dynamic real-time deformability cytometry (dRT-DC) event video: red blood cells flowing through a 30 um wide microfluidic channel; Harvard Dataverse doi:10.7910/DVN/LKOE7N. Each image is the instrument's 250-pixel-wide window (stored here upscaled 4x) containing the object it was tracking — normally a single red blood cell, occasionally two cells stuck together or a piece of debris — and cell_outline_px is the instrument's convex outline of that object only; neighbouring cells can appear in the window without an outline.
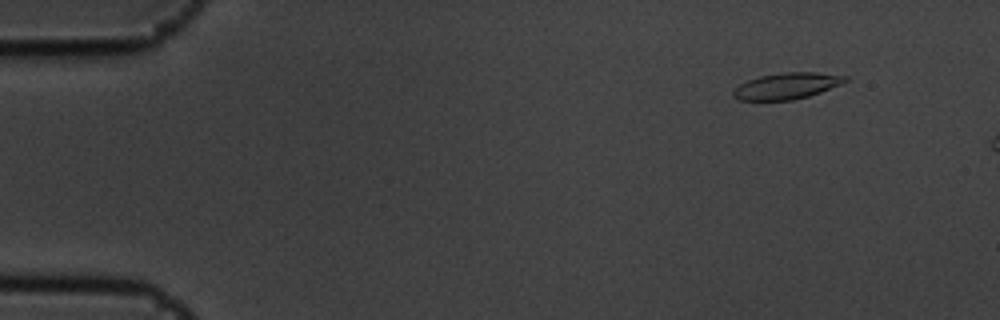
{"species": "common noctule bat (a hibernating species)", "species_latin": "Nyctalus noctula", "temperature_condition": "cold", "stored_images_in_passage": 4, "camera_frame_rate_fps": 3000, "um_per_image_px": 0.085, "animal": {"sex": "male", "body_mass_g": 19.5, "forearm_length_mm": 54.6}, "frame": {"image": 1, "passage_image": 2, "time_ms": 0.333, "image_size_px": [1000, 320], "cell_outline_px": [[848, 80], [840, 84], [820, 92], [808, 96], [792, 100], [736, 100], [732, 96], [732, 92], [740, 84], [748, 80], [760, 76], [784, 72], [816, 72], [848, 76]], "centroid_in_image_um": [66.86, 7.3], "position_along_channel_um": 18.1, "area_um2": 17.05}}